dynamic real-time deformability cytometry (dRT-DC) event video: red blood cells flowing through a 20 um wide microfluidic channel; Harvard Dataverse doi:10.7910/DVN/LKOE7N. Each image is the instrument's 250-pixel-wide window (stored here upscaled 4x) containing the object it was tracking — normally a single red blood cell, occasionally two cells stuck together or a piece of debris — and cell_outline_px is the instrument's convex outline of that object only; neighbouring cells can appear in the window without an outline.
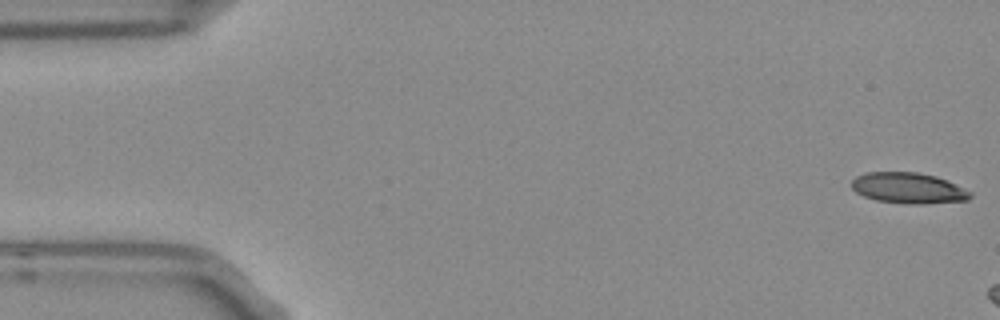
{"species": "Egyptian fruit bat (a non-hibernating species)", "species_latin": "Rousettus aegyptiacus", "temperature_condition": "room temperature", "stored_images_in_passage": 7, "camera_frame_rate_fps": 3000, "um_per_image_px": 0.085, "frame": {"image": 1, "passage_image": 1, "time_ms": 0.0, "image_size_px": [1000, 320], "cell_outline_px": [[972, 196], [968, 200], [924, 204], [908, 204], [876, 200], [864, 196], [856, 192], [852, 188], [852, 180], [856, 176], [864, 172], [916, 172], [936, 176], [972, 192]], "centroid_in_image_um": [77.2, 15.99], "position_along_channel_um": 7.8, "area_um2": 21.27}}